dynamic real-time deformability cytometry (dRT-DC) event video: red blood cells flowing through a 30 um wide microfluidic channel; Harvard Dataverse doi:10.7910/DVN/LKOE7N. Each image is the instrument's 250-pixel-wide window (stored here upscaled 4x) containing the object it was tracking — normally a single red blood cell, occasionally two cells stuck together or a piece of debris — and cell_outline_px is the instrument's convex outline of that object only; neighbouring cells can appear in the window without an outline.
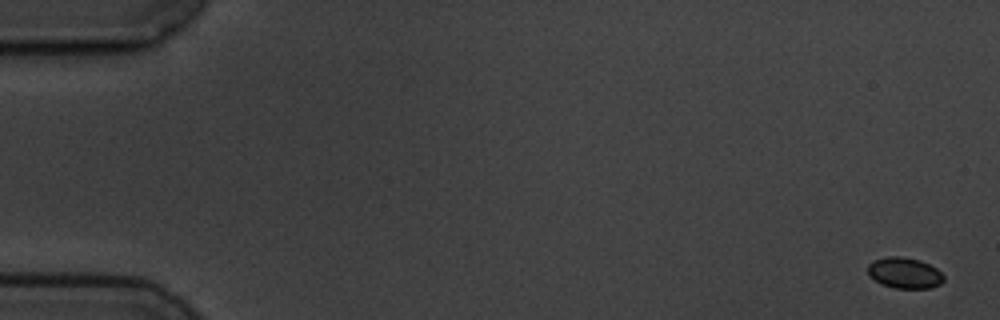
{"species": "common noctule bat (a hibernating species)", "species_latin": "Nyctalus noctula", "temperature_condition": "cold", "stored_images_in_passage": 5, "camera_frame_rate_fps": 3000, "um_per_image_px": 0.085, "animal": {"sex": "male", "body_mass_g": 19.5, "forearm_length_mm": 54.6}, "frame": {"image": 1, "passage_image": 1, "time_ms": 0.0, "image_size_px": [1000, 320], "cell_outline_px": [[944, 280], [940, 284], [928, 288], [896, 288], [884, 284], [868, 276], [868, 264], [872, 260], [888, 256], [900, 256], [920, 260], [936, 268], [944, 276]], "centroid_in_image_um": [76.87, 23.18], "position_along_channel_um": 8.1, "area_um2": 13.58}}